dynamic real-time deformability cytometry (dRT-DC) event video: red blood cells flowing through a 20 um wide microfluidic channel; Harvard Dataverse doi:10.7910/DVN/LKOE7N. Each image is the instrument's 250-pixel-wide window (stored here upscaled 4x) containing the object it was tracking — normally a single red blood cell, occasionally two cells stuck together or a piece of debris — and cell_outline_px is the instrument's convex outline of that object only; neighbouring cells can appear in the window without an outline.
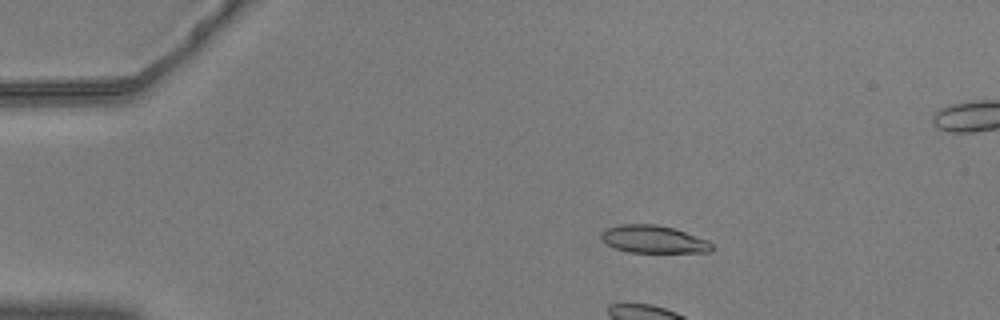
{"species": "common noctule bat (a hibernating species)", "species_latin": "Nyctalus noctula", "temperature_condition": "warm", "stored_images_in_passage": 46, "camera_frame_rate_fps": 3000, "um_per_image_px": 0.085, "animal": {"sex": "male", "body_mass_g": 20.5, "forearm_length_mm": 52.5}, "frame": {"image": 1, "passage_image": 7, "time_ms": 2.0, "image_size_px": [1000, 320], "cell_outline_px": [[712, 252], [628, 252], [616, 248], [608, 244], [600, 236], [600, 232], [608, 228], [620, 224], [656, 224], [676, 228], [708, 240], [712, 244]], "centroid_in_image_um": [55.57, 20.33], "position_along_channel_um": 29.4, "area_um2": 17.8}}
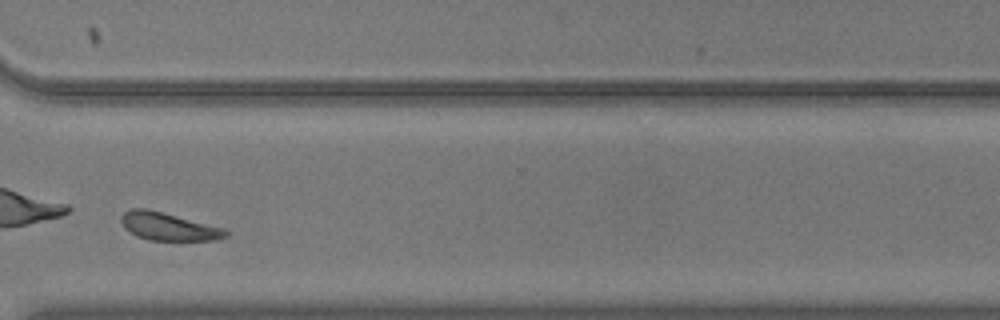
{"frame": {"image": 2, "passage_image": 40, "time_ms": 13.0, "image_size_px": [1000, 320], "cell_outline_px": [[228, 236], [220, 240], [148, 240], [136, 236], [124, 228], [120, 220], [120, 216], [124, 212], [132, 208], [144, 208], [224, 228], [228, 232]], "centroid_in_image_um": [14.29, 19.27], "position_along_channel_um": 356.3, "area_um2": 16.82}}